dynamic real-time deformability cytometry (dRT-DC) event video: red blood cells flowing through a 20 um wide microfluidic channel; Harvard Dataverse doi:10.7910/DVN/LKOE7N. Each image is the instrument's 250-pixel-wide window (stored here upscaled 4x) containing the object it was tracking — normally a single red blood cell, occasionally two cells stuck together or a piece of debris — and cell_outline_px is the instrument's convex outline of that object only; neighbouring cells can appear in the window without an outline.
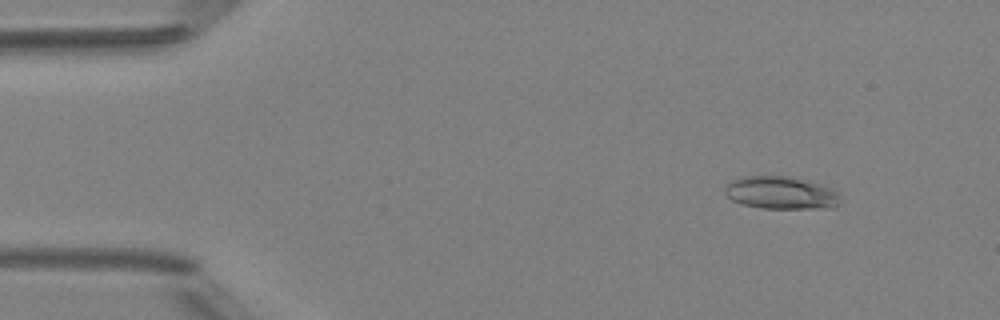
{"species": "Egyptian fruit bat (a non-hibernating species)", "species_latin": "Rousettus aegyptiacus", "temperature_condition": "room temperature", "stored_images_in_passage": 5, "camera_frame_rate_fps": 3000, "um_per_image_px": 0.085, "animal": {"sex": "female"}, "frame": {"image": 1, "passage_image": 2, "time_ms": 1.0, "image_size_px": [1000, 320], "cell_outline_px": [[840, 204], [832, 208], [760, 208], [740, 204], [732, 200], [724, 192], [724, 184], [728, 180], [740, 176], [792, 176], [824, 184], [832, 188], [840, 196]], "centroid_in_image_um": [66.36, 16.37], "position_along_channel_um": 18.6, "area_um2": 22.6}}